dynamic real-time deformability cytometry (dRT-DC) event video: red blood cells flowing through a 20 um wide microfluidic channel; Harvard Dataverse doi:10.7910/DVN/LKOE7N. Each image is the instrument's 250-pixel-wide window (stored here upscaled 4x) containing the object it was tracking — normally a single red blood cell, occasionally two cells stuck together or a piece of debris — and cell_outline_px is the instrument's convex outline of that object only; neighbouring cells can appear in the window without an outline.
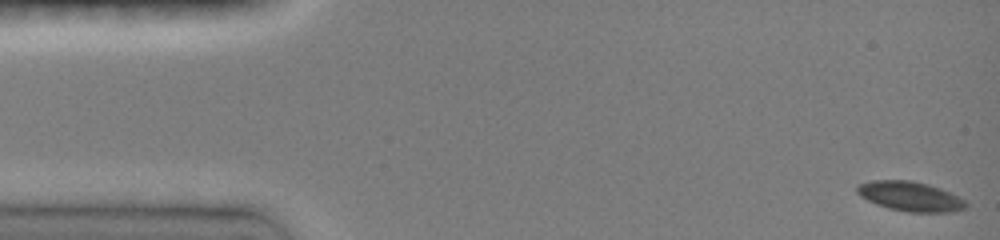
{"species": "common noctule bat (a hibernating species)", "species_latin": "Nyctalus noctula", "temperature_condition": "room temperature", "stored_images_in_passage": 19, "camera_frame_rate_fps": 3000, "um_per_image_px": 0.085, "animal": {"sex": "female", "body_mass_g": 19.0, "forearm_length_mm": 51.5}, "frame": {"image": 1, "passage_image": 1, "time_ms": 0.0, "image_size_px": [1000, 240], "cell_outline_px": [[968, 208], [952, 212], [908, 212], [888, 208], [876, 204], [860, 196], [856, 192], [856, 188], [860, 184], [872, 180], [912, 180], [928, 184], [952, 192], [964, 200], [968, 204]], "centroid_in_image_um": [77.41, 16.69], "position_along_channel_um": 7.6, "area_um2": 18.96}}
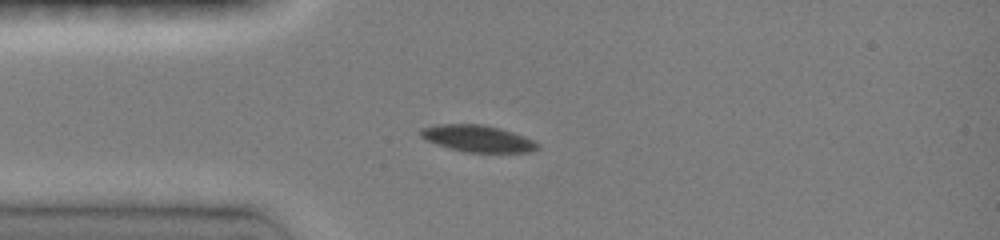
{"frame": {"image": 2, "passage_image": 10, "time_ms": 3.667, "image_size_px": [1000, 240], "cell_outline_px": [[540, 148], [532, 152], [464, 152], [448, 148], [436, 144], [420, 136], [420, 128], [440, 124], [484, 124], [500, 128], [524, 136], [540, 144]], "centroid_in_image_um": [40.62, 11.78], "position_along_channel_um": 44.4, "area_um2": 18.26}}
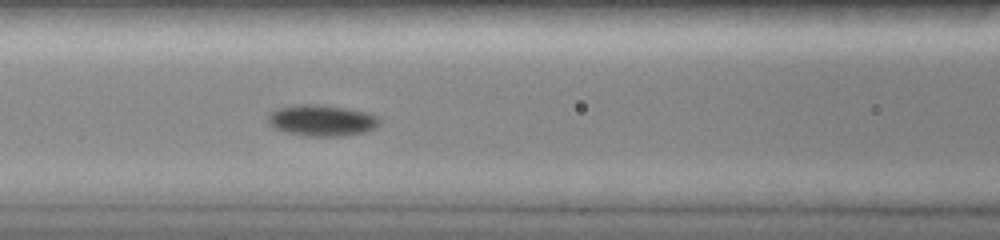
{"frame": {"image": 3, "passage_image": 19, "time_ms": 6.333, "image_size_px": [1000, 240], "cell_outline_px": [[380, 124], [376, 128], [368, 132], [344, 136], [304, 136], [288, 132], [276, 128], [268, 124], [268, 116], [276, 108], [296, 104], [320, 104], [348, 108], [368, 112], [380, 116]], "centroid_in_image_um": [27.42, 10.23], "position_along_channel_um": 139.2, "area_um2": 20.69}}